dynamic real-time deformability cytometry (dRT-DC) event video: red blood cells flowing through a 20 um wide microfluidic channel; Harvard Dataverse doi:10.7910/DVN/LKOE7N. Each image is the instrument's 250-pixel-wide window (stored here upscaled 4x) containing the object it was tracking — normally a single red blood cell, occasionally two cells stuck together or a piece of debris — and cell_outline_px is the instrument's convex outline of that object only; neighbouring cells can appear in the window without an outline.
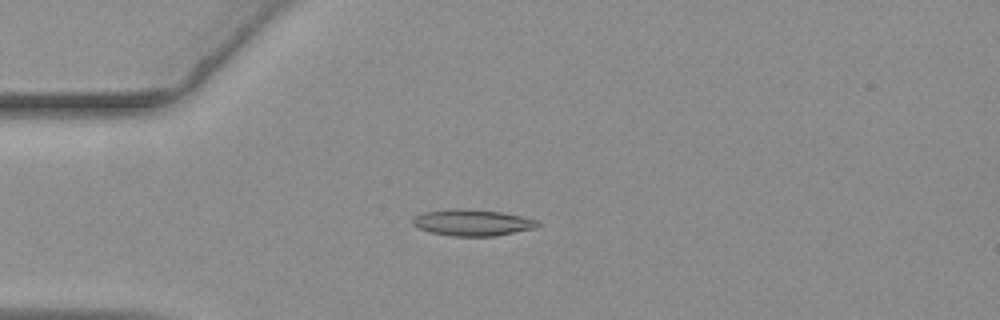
{"species": "common noctule bat (a hibernating species)", "species_latin": "Nyctalus noctula", "temperature_condition": "warm", "stored_images_in_passage": 48, "camera_frame_rate_fps": 3000, "um_per_image_px": 0.085, "animal": {"sex": "female", "body_mass_g": 19.3, "forearm_length_mm": 54.1}, "frame": {"image": 1, "passage_image": 6, "time_ms": 1.667, "image_size_px": [1000, 320], "cell_outline_px": [[540, 224], [536, 228], [496, 236], [452, 236], [432, 232], [420, 228], [412, 224], [412, 216], [424, 212], [460, 208], [500, 212], [540, 220]], "centroid_in_image_um": [40.17, 18.92], "position_along_channel_um": 44.8, "area_um2": 19.13}}
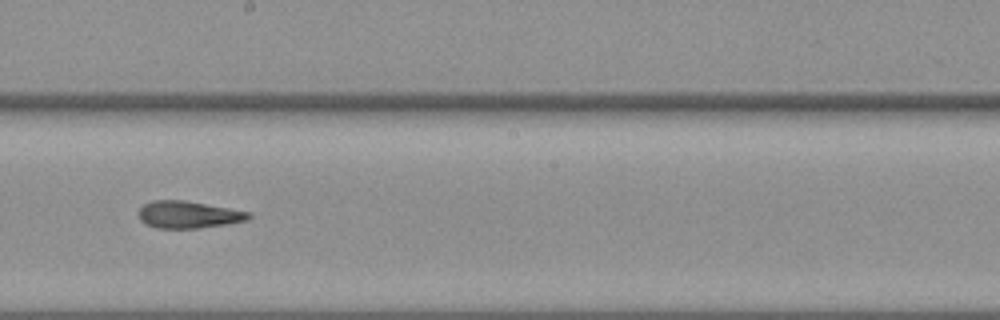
{"frame": {"image": 2, "passage_image": 23, "time_ms": 7.333, "image_size_px": [1000, 320], "cell_outline_px": [[252, 216], [248, 220], [228, 224], [200, 228], [156, 228], [144, 224], [140, 220], [136, 212], [144, 204], [152, 200], [184, 200], [228, 208], [248, 212]], "centroid_in_image_um": [15.96, 18.25], "position_along_channel_um": 232.2, "area_um2": 17.51}}
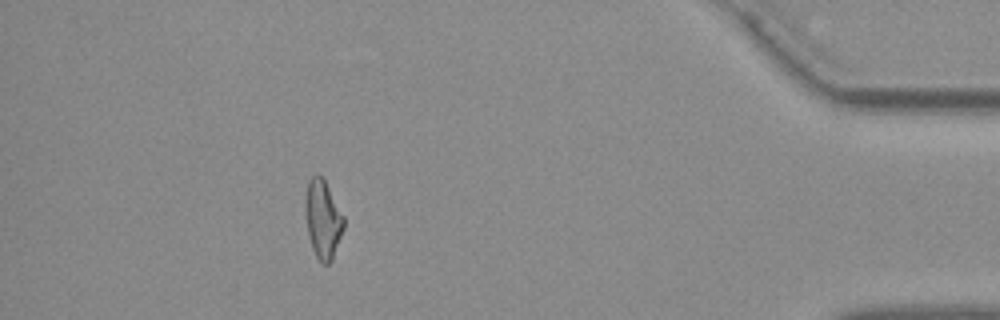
{"frame": {"image": 3, "passage_image": 42, "time_ms": 13.667, "image_size_px": [1000, 320], "cell_outline_px": [[344, 228], [332, 260], [328, 264], [324, 264], [316, 256], [312, 248], [308, 232], [304, 212], [304, 200], [308, 180], [316, 172], [324, 176], [344, 216]], "centroid_in_image_um": [27.44, 18.55], "position_along_channel_um": 407.8, "area_um2": 17.98}, "authors_computed_cell_mechanics": {"area_um2": 17.7446, "velocity_mm_per_s": 3.6477, "shape_relaxation_time_tau1_ms": null, "shape_relaxation_time_tau2_ms": 5.6128, "deformation_change_tau1": null, "deformation_change_tau2": 0.1483}}